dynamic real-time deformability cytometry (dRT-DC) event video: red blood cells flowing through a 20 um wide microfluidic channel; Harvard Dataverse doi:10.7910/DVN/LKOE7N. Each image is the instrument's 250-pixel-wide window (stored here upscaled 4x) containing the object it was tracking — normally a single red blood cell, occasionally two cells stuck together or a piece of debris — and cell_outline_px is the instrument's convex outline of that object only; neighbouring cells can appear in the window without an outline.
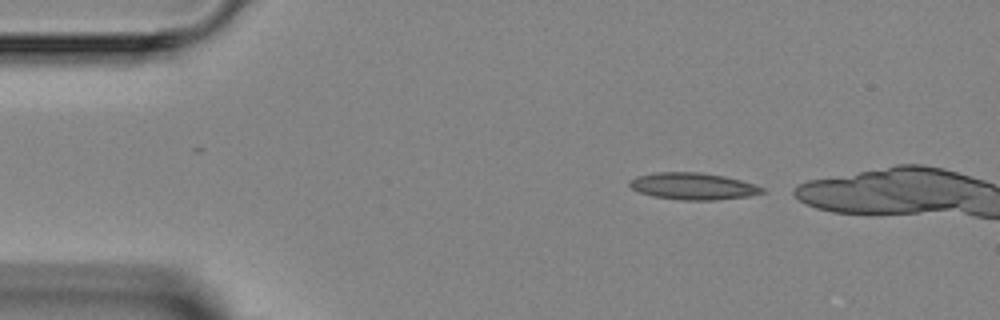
{"species": "Egyptian fruit bat (a non-hibernating species)", "species_latin": "Rousettus aegyptiacus", "temperature_condition": "room temperature", "stored_images_in_passage": 3, "camera_frame_rate_fps": 3000, "um_per_image_px": 0.085, "animal": {"sex": "female"}, "frame": {"image": 1, "passage_image": 1, "time_ms": 0.0, "image_size_px": [1000, 320], "cell_outline_px": [[764, 192], [748, 196], [716, 200], [680, 200], [652, 196], [640, 192], [632, 188], [628, 184], [628, 180], [636, 176], [656, 172], [700, 172], [724, 176], [740, 180], [764, 188]], "centroid_in_image_um": [58.86, 15.82], "position_along_channel_um": 26.1, "area_um2": 20.69}}